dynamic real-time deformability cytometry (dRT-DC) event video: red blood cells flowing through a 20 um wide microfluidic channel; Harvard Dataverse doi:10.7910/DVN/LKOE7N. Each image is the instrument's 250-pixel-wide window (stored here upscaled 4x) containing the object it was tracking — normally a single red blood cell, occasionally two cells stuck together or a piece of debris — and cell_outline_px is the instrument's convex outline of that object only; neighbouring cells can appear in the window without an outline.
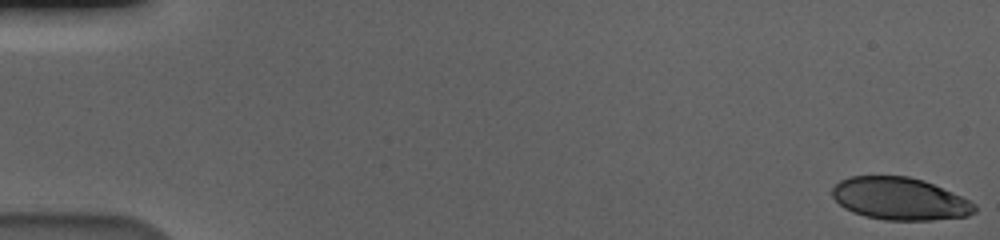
{"species": "human", "species_latin": "Homo sapiens", "temperature_condition": "cold", "stored_images_in_passage": 58, "camera_frame_rate_fps": 3000, "um_per_image_px": 0.085, "donor": {"sex": "male"}, "frame": {"image": 1, "passage_image": 1, "time_ms": 0.0, "image_size_px": [1000, 240], "cell_outline_px": [[976, 212], [968, 216], [932, 220], [884, 220], [864, 216], [852, 212], [844, 208], [832, 196], [832, 188], [840, 180], [852, 176], [908, 176], [924, 180], [952, 192], [976, 204]], "centroid_in_image_um": [76.48, 16.9], "position_along_channel_um": 8.5, "area_um2": 35.26}}
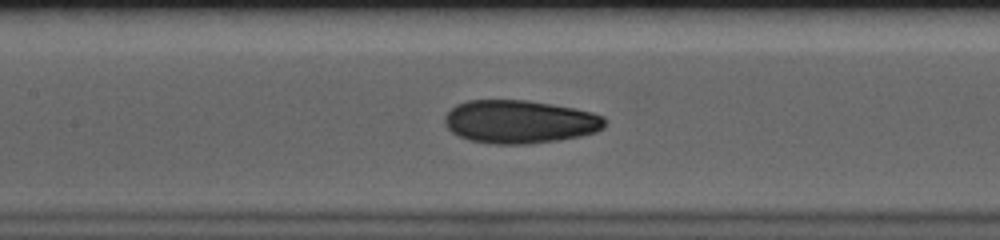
{"frame": {"image": 2, "passage_image": 28, "time_ms": 9.0, "image_size_px": [1000, 240], "cell_outline_px": [[608, 120], [604, 128], [596, 132], [580, 136], [556, 140], [528, 144], [492, 144], [468, 140], [452, 132], [444, 124], [444, 116], [456, 104], [468, 100], [528, 100], [552, 104], [592, 112], [604, 116]], "centroid_in_image_um": [44.18, 10.34], "position_along_channel_um": 163.2, "area_um2": 40.52}}
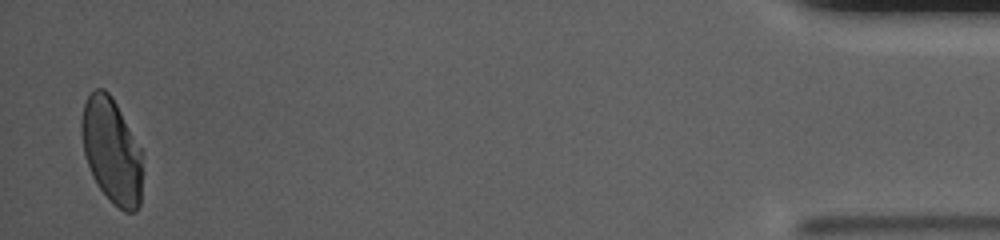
{"frame": {"image": 3, "passage_image": 57, "time_ms": 18.667, "image_size_px": [1000, 240], "cell_outline_px": [[144, 152], [140, 204], [136, 212], [124, 212], [100, 188], [92, 176], [84, 152], [80, 128], [80, 120], [84, 104], [88, 96], [96, 88], [104, 88], [112, 96]], "centroid_in_image_um": [9.52, 12.79], "position_along_channel_um": 425.7, "area_um2": 37.74}, "authors_computed_cell_mechanics": {"area_um2": 38.9283, "velocity_mm_per_s": 3.5774, "shape_relaxation_time_tau1_ms": 4.7503, "shape_relaxation_time_tau2_ms": 1.5705, "deformation_change_tau1": 0.1598, "deformation_change_tau2": 0.0679}}